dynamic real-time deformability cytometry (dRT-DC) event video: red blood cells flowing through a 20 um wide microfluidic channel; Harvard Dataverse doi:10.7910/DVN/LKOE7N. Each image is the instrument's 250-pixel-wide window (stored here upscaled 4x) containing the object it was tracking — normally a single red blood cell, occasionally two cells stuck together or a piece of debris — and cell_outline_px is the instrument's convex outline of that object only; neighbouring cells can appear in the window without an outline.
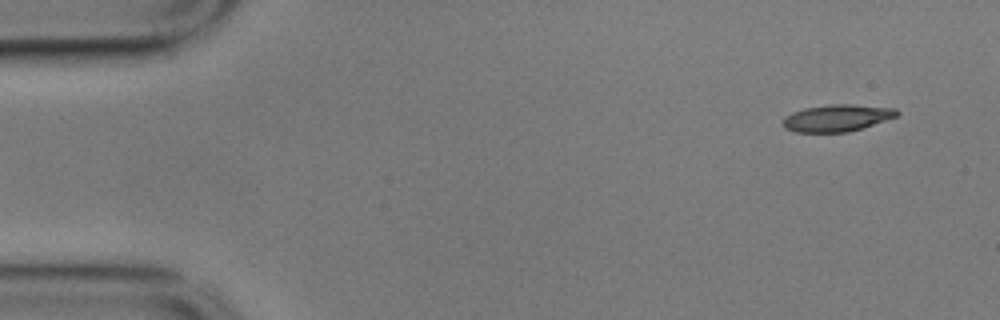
{"species": "common noctule bat (a hibernating species)", "species_latin": "Nyctalus noctula", "temperature_condition": "cold", "stored_images_in_passage": 53, "camera_frame_rate_fps": 3000, "um_per_image_px": 0.085, "animal": {"sex": "male", "body_mass_g": 17.9}, "frame": {"image": 1, "passage_image": 1, "time_ms": 0.0, "image_size_px": [1000, 320], "cell_outline_px": [[900, 112], [896, 116], [848, 132], [796, 132], [784, 128], [780, 120], [784, 116], [792, 112], [804, 108], [832, 104], [852, 104], [896, 108]], "centroid_in_image_um": [71.07, 10.02], "position_along_channel_um": 13.9, "area_um2": 17.86}}
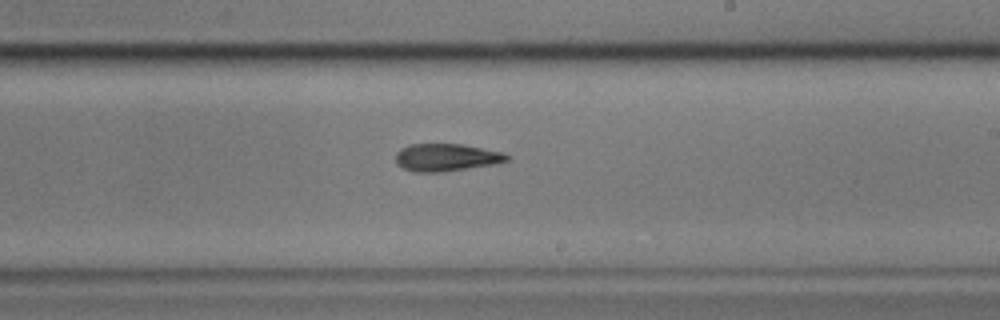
{"frame": {"image": 2, "passage_image": 30, "time_ms": 9.667, "image_size_px": [1000, 320], "cell_outline_px": [[508, 160], [496, 164], [440, 172], [416, 172], [404, 168], [396, 164], [396, 152], [400, 148], [408, 144], [460, 144], [504, 152], [508, 156]], "centroid_in_image_um": [37.91, 13.37], "position_along_channel_um": 251.1, "area_um2": 17.8}}
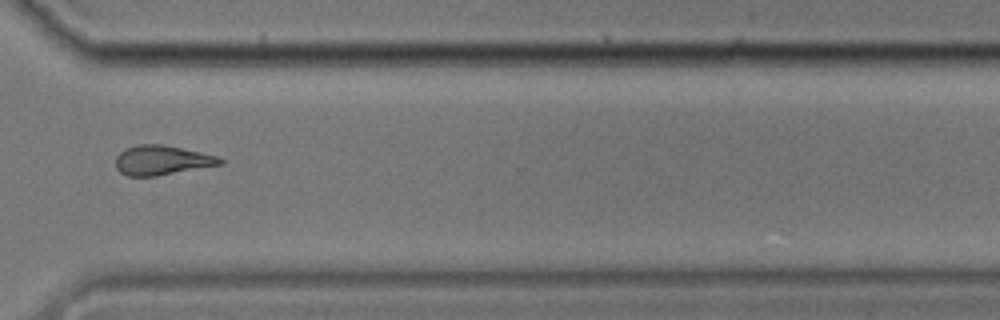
{"frame": {"image": 3, "passage_image": 39, "time_ms": 12.667, "image_size_px": [1000, 320], "cell_outline_px": [[224, 164], [156, 176], [128, 176], [120, 172], [116, 168], [116, 156], [124, 148], [136, 144], [164, 144], [200, 152], [216, 156], [224, 160]], "centroid_in_image_um": [13.74, 13.61], "position_along_channel_um": 356.9, "area_um2": 18.09}, "authors_computed_cell_mechanics": {"area_um2": 18.3226, "velocity_mm_per_s": 3.5221, "shape_relaxation_time_tau1_ms": 9.8608, "shape_relaxation_time_tau2_ms": null, "deformation_change_tau1": 0.2174, "deformation_change_tau2": null}}